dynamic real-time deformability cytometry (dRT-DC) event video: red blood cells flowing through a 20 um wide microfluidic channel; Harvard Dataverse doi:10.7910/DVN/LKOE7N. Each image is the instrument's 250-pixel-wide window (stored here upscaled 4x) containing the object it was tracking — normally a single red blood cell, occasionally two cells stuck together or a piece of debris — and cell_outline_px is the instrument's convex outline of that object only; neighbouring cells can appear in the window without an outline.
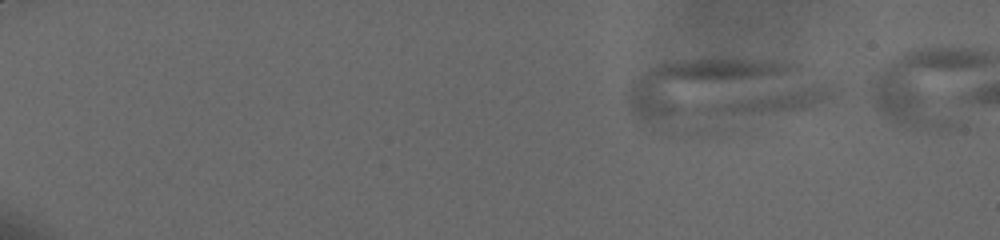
{"species": "human", "species_latin": "Homo sapiens", "temperature_condition": "cold", "stored_images_in_passage": 3, "camera_frame_rate_fps": 3000, "um_per_image_px": 0.085, "donor": {"sex": "male"}, "frame": {"image": 1, "passage_image": 1, "time_ms": 0.0, "image_size_px": [1000, 240], "cell_outline_px": [[840, 92], [836, 96], [828, 100], [808, 108], [716, 136], [696, 136], [684, 132], [704, 108], [732, 100], [812, 84], [820, 84], [840, 88]], "centroid_in_image_um": [64.45, 9.28], "position_along_channel_um": 20.5, "area_um2": 26.93}}